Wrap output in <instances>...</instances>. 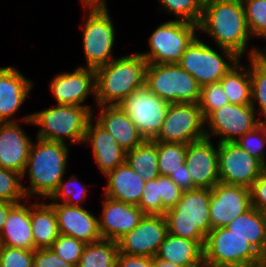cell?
<instances>
[{"instance_id":"15","label":"cell","mask_w":266,"mask_h":267,"mask_svg":"<svg viewBox=\"0 0 266 267\" xmlns=\"http://www.w3.org/2000/svg\"><path fill=\"white\" fill-rule=\"evenodd\" d=\"M49 88L55 104L88 107L93 114L96 113L94 105L85 102L91 95L95 101V69L79 65L72 72L58 73L52 78Z\"/></svg>"},{"instance_id":"33","label":"cell","mask_w":266,"mask_h":267,"mask_svg":"<svg viewBox=\"0 0 266 267\" xmlns=\"http://www.w3.org/2000/svg\"><path fill=\"white\" fill-rule=\"evenodd\" d=\"M247 59L251 78V106L258 118L266 122V62L259 55Z\"/></svg>"},{"instance_id":"50","label":"cell","mask_w":266,"mask_h":267,"mask_svg":"<svg viewBox=\"0 0 266 267\" xmlns=\"http://www.w3.org/2000/svg\"><path fill=\"white\" fill-rule=\"evenodd\" d=\"M153 266L154 267H184V266H179L169 261L157 258L156 256L153 257Z\"/></svg>"},{"instance_id":"10","label":"cell","mask_w":266,"mask_h":267,"mask_svg":"<svg viewBox=\"0 0 266 267\" xmlns=\"http://www.w3.org/2000/svg\"><path fill=\"white\" fill-rule=\"evenodd\" d=\"M198 25L183 21H165L150 34L148 51L139 52L148 64L178 63L187 46L199 34Z\"/></svg>"},{"instance_id":"35","label":"cell","mask_w":266,"mask_h":267,"mask_svg":"<svg viewBox=\"0 0 266 267\" xmlns=\"http://www.w3.org/2000/svg\"><path fill=\"white\" fill-rule=\"evenodd\" d=\"M187 144L157 142L159 174L169 176L185 164Z\"/></svg>"},{"instance_id":"9","label":"cell","mask_w":266,"mask_h":267,"mask_svg":"<svg viewBox=\"0 0 266 267\" xmlns=\"http://www.w3.org/2000/svg\"><path fill=\"white\" fill-rule=\"evenodd\" d=\"M146 87L169 103H198L201 86L177 63L148 64L145 73Z\"/></svg>"},{"instance_id":"2","label":"cell","mask_w":266,"mask_h":267,"mask_svg":"<svg viewBox=\"0 0 266 267\" xmlns=\"http://www.w3.org/2000/svg\"><path fill=\"white\" fill-rule=\"evenodd\" d=\"M70 146L61 142H52L36 138L32 141L22 180L29 179V186L23 184L28 200L37 196V200L49 199L57 189L59 182L66 176ZM28 175V176H27Z\"/></svg>"},{"instance_id":"3","label":"cell","mask_w":266,"mask_h":267,"mask_svg":"<svg viewBox=\"0 0 266 267\" xmlns=\"http://www.w3.org/2000/svg\"><path fill=\"white\" fill-rule=\"evenodd\" d=\"M147 61L138 52L114 58L95 69L96 106L119 105L145 85Z\"/></svg>"},{"instance_id":"25","label":"cell","mask_w":266,"mask_h":267,"mask_svg":"<svg viewBox=\"0 0 266 267\" xmlns=\"http://www.w3.org/2000/svg\"><path fill=\"white\" fill-rule=\"evenodd\" d=\"M104 194L112 200L137 205L140 202L146 181L125 162L105 176Z\"/></svg>"},{"instance_id":"21","label":"cell","mask_w":266,"mask_h":267,"mask_svg":"<svg viewBox=\"0 0 266 267\" xmlns=\"http://www.w3.org/2000/svg\"><path fill=\"white\" fill-rule=\"evenodd\" d=\"M33 125L32 120L0 123V167L23 174L32 138L21 123Z\"/></svg>"},{"instance_id":"16","label":"cell","mask_w":266,"mask_h":267,"mask_svg":"<svg viewBox=\"0 0 266 267\" xmlns=\"http://www.w3.org/2000/svg\"><path fill=\"white\" fill-rule=\"evenodd\" d=\"M251 208L249 188L222 182L217 183L211 189L209 202L211 230L226 227L231 221Z\"/></svg>"},{"instance_id":"4","label":"cell","mask_w":266,"mask_h":267,"mask_svg":"<svg viewBox=\"0 0 266 267\" xmlns=\"http://www.w3.org/2000/svg\"><path fill=\"white\" fill-rule=\"evenodd\" d=\"M93 112L88 107L58 105L32 113L33 126H37L36 138L69 145L83 144L85 132ZM67 139V140H66Z\"/></svg>"},{"instance_id":"51","label":"cell","mask_w":266,"mask_h":267,"mask_svg":"<svg viewBox=\"0 0 266 267\" xmlns=\"http://www.w3.org/2000/svg\"><path fill=\"white\" fill-rule=\"evenodd\" d=\"M81 4H107L106 0H80Z\"/></svg>"},{"instance_id":"23","label":"cell","mask_w":266,"mask_h":267,"mask_svg":"<svg viewBox=\"0 0 266 267\" xmlns=\"http://www.w3.org/2000/svg\"><path fill=\"white\" fill-rule=\"evenodd\" d=\"M83 143L91 147L94 162L104 176L125 163L126 151L93 118L88 123Z\"/></svg>"},{"instance_id":"11","label":"cell","mask_w":266,"mask_h":267,"mask_svg":"<svg viewBox=\"0 0 266 267\" xmlns=\"http://www.w3.org/2000/svg\"><path fill=\"white\" fill-rule=\"evenodd\" d=\"M206 137L205 119L198 103H170L155 142L189 144Z\"/></svg>"},{"instance_id":"43","label":"cell","mask_w":266,"mask_h":267,"mask_svg":"<svg viewBox=\"0 0 266 267\" xmlns=\"http://www.w3.org/2000/svg\"><path fill=\"white\" fill-rule=\"evenodd\" d=\"M34 251L1 245L0 267H33Z\"/></svg>"},{"instance_id":"32","label":"cell","mask_w":266,"mask_h":267,"mask_svg":"<svg viewBox=\"0 0 266 267\" xmlns=\"http://www.w3.org/2000/svg\"><path fill=\"white\" fill-rule=\"evenodd\" d=\"M117 241L101 239L84 246L76 267H116Z\"/></svg>"},{"instance_id":"44","label":"cell","mask_w":266,"mask_h":267,"mask_svg":"<svg viewBox=\"0 0 266 267\" xmlns=\"http://www.w3.org/2000/svg\"><path fill=\"white\" fill-rule=\"evenodd\" d=\"M183 190L169 176H159V194L163 205V215L180 199Z\"/></svg>"},{"instance_id":"31","label":"cell","mask_w":266,"mask_h":267,"mask_svg":"<svg viewBox=\"0 0 266 267\" xmlns=\"http://www.w3.org/2000/svg\"><path fill=\"white\" fill-rule=\"evenodd\" d=\"M125 162L145 181L157 178L160 176L157 163V142L144 140L140 145L126 152Z\"/></svg>"},{"instance_id":"8","label":"cell","mask_w":266,"mask_h":267,"mask_svg":"<svg viewBox=\"0 0 266 267\" xmlns=\"http://www.w3.org/2000/svg\"><path fill=\"white\" fill-rule=\"evenodd\" d=\"M215 47L219 50L197 35L177 63L192 75L201 87L219 82L241 60L233 51Z\"/></svg>"},{"instance_id":"53","label":"cell","mask_w":266,"mask_h":267,"mask_svg":"<svg viewBox=\"0 0 266 267\" xmlns=\"http://www.w3.org/2000/svg\"><path fill=\"white\" fill-rule=\"evenodd\" d=\"M203 267H215V266L203 265Z\"/></svg>"},{"instance_id":"36","label":"cell","mask_w":266,"mask_h":267,"mask_svg":"<svg viewBox=\"0 0 266 267\" xmlns=\"http://www.w3.org/2000/svg\"><path fill=\"white\" fill-rule=\"evenodd\" d=\"M160 7L158 10L174 14L175 20H183L194 24H199L204 0H158ZM162 8V9H161Z\"/></svg>"},{"instance_id":"19","label":"cell","mask_w":266,"mask_h":267,"mask_svg":"<svg viewBox=\"0 0 266 267\" xmlns=\"http://www.w3.org/2000/svg\"><path fill=\"white\" fill-rule=\"evenodd\" d=\"M216 144L207 137L187 144L185 165L196 188L212 189L220 182Z\"/></svg>"},{"instance_id":"30","label":"cell","mask_w":266,"mask_h":267,"mask_svg":"<svg viewBox=\"0 0 266 267\" xmlns=\"http://www.w3.org/2000/svg\"><path fill=\"white\" fill-rule=\"evenodd\" d=\"M241 60L232 67L219 81L226 93L229 103L236 105L251 104V78L248 65Z\"/></svg>"},{"instance_id":"27","label":"cell","mask_w":266,"mask_h":267,"mask_svg":"<svg viewBox=\"0 0 266 267\" xmlns=\"http://www.w3.org/2000/svg\"><path fill=\"white\" fill-rule=\"evenodd\" d=\"M157 258L184 267H202L203 247L194 240L167 233L156 254Z\"/></svg>"},{"instance_id":"37","label":"cell","mask_w":266,"mask_h":267,"mask_svg":"<svg viewBox=\"0 0 266 267\" xmlns=\"http://www.w3.org/2000/svg\"><path fill=\"white\" fill-rule=\"evenodd\" d=\"M22 181V175L18 172L0 167V199L15 204L31 202L25 194Z\"/></svg>"},{"instance_id":"48","label":"cell","mask_w":266,"mask_h":267,"mask_svg":"<svg viewBox=\"0 0 266 267\" xmlns=\"http://www.w3.org/2000/svg\"><path fill=\"white\" fill-rule=\"evenodd\" d=\"M172 181L178 185L183 191L197 189L192 181V177L184 164L182 169L177 172H173L169 175Z\"/></svg>"},{"instance_id":"40","label":"cell","mask_w":266,"mask_h":267,"mask_svg":"<svg viewBox=\"0 0 266 267\" xmlns=\"http://www.w3.org/2000/svg\"><path fill=\"white\" fill-rule=\"evenodd\" d=\"M229 103L220 82L206 84L201 87L198 105L206 119L213 111Z\"/></svg>"},{"instance_id":"1","label":"cell","mask_w":266,"mask_h":267,"mask_svg":"<svg viewBox=\"0 0 266 267\" xmlns=\"http://www.w3.org/2000/svg\"><path fill=\"white\" fill-rule=\"evenodd\" d=\"M198 32L212 38L217 47L229 49L241 59L245 55L248 58L258 55L259 48L249 45L253 37L242 0L204 1Z\"/></svg>"},{"instance_id":"20","label":"cell","mask_w":266,"mask_h":267,"mask_svg":"<svg viewBox=\"0 0 266 267\" xmlns=\"http://www.w3.org/2000/svg\"><path fill=\"white\" fill-rule=\"evenodd\" d=\"M102 213L98 215L99 231L102 239L117 241L132 231L145 215L137 205L112 200L106 196L102 200Z\"/></svg>"},{"instance_id":"34","label":"cell","mask_w":266,"mask_h":267,"mask_svg":"<svg viewBox=\"0 0 266 267\" xmlns=\"http://www.w3.org/2000/svg\"><path fill=\"white\" fill-rule=\"evenodd\" d=\"M81 182L77 175L72 174L66 179H62L52 196L46 201L50 203H64L69 206L83 207L87 200L88 186ZM62 200V202H61Z\"/></svg>"},{"instance_id":"5","label":"cell","mask_w":266,"mask_h":267,"mask_svg":"<svg viewBox=\"0 0 266 267\" xmlns=\"http://www.w3.org/2000/svg\"><path fill=\"white\" fill-rule=\"evenodd\" d=\"M211 189L183 191L178 202L164 214L168 233L197 241L202 247L211 231L209 202Z\"/></svg>"},{"instance_id":"6","label":"cell","mask_w":266,"mask_h":267,"mask_svg":"<svg viewBox=\"0 0 266 267\" xmlns=\"http://www.w3.org/2000/svg\"><path fill=\"white\" fill-rule=\"evenodd\" d=\"M84 18L80 25L82 47L86 66L97 69L108 64L115 57L113 47L116 41V27L107 4H82Z\"/></svg>"},{"instance_id":"14","label":"cell","mask_w":266,"mask_h":267,"mask_svg":"<svg viewBox=\"0 0 266 267\" xmlns=\"http://www.w3.org/2000/svg\"><path fill=\"white\" fill-rule=\"evenodd\" d=\"M265 170L266 167L243 150L236 141L218 143L220 182L250 189Z\"/></svg>"},{"instance_id":"24","label":"cell","mask_w":266,"mask_h":267,"mask_svg":"<svg viewBox=\"0 0 266 267\" xmlns=\"http://www.w3.org/2000/svg\"><path fill=\"white\" fill-rule=\"evenodd\" d=\"M96 108L99 113L97 118L93 114V119L113 136L124 151H130L144 141L130 117L118 105Z\"/></svg>"},{"instance_id":"38","label":"cell","mask_w":266,"mask_h":267,"mask_svg":"<svg viewBox=\"0 0 266 267\" xmlns=\"http://www.w3.org/2000/svg\"><path fill=\"white\" fill-rule=\"evenodd\" d=\"M249 31L253 37L266 41V0H242Z\"/></svg>"},{"instance_id":"47","label":"cell","mask_w":266,"mask_h":267,"mask_svg":"<svg viewBox=\"0 0 266 267\" xmlns=\"http://www.w3.org/2000/svg\"><path fill=\"white\" fill-rule=\"evenodd\" d=\"M116 267H154L153 257L128 255L119 252Z\"/></svg>"},{"instance_id":"18","label":"cell","mask_w":266,"mask_h":267,"mask_svg":"<svg viewBox=\"0 0 266 267\" xmlns=\"http://www.w3.org/2000/svg\"><path fill=\"white\" fill-rule=\"evenodd\" d=\"M34 87V82L24 76L17 66L0 67V123L29 121L32 113L21 118H14L20 111L30 91Z\"/></svg>"},{"instance_id":"29","label":"cell","mask_w":266,"mask_h":267,"mask_svg":"<svg viewBox=\"0 0 266 267\" xmlns=\"http://www.w3.org/2000/svg\"><path fill=\"white\" fill-rule=\"evenodd\" d=\"M226 228L249 241L266 260V219L263 212L252 207L226 225Z\"/></svg>"},{"instance_id":"12","label":"cell","mask_w":266,"mask_h":267,"mask_svg":"<svg viewBox=\"0 0 266 267\" xmlns=\"http://www.w3.org/2000/svg\"><path fill=\"white\" fill-rule=\"evenodd\" d=\"M169 105V102L153 94L144 85L118 106L130 117L144 140H153L161 129Z\"/></svg>"},{"instance_id":"22","label":"cell","mask_w":266,"mask_h":267,"mask_svg":"<svg viewBox=\"0 0 266 267\" xmlns=\"http://www.w3.org/2000/svg\"><path fill=\"white\" fill-rule=\"evenodd\" d=\"M56 213L61 235L76 238L85 244L100 241L98 216L85 207L69 206L64 203H50Z\"/></svg>"},{"instance_id":"52","label":"cell","mask_w":266,"mask_h":267,"mask_svg":"<svg viewBox=\"0 0 266 267\" xmlns=\"http://www.w3.org/2000/svg\"><path fill=\"white\" fill-rule=\"evenodd\" d=\"M258 55L266 62V47L262 48L259 47Z\"/></svg>"},{"instance_id":"42","label":"cell","mask_w":266,"mask_h":267,"mask_svg":"<svg viewBox=\"0 0 266 267\" xmlns=\"http://www.w3.org/2000/svg\"><path fill=\"white\" fill-rule=\"evenodd\" d=\"M138 207L144 214L163 215V205L159 194V176L146 181Z\"/></svg>"},{"instance_id":"17","label":"cell","mask_w":266,"mask_h":267,"mask_svg":"<svg viewBox=\"0 0 266 267\" xmlns=\"http://www.w3.org/2000/svg\"><path fill=\"white\" fill-rule=\"evenodd\" d=\"M167 233L164 215L145 214L132 231L117 240L118 251L128 255L155 257Z\"/></svg>"},{"instance_id":"41","label":"cell","mask_w":266,"mask_h":267,"mask_svg":"<svg viewBox=\"0 0 266 267\" xmlns=\"http://www.w3.org/2000/svg\"><path fill=\"white\" fill-rule=\"evenodd\" d=\"M85 245L84 242L76 238L60 234L50 248L65 262L76 267Z\"/></svg>"},{"instance_id":"46","label":"cell","mask_w":266,"mask_h":267,"mask_svg":"<svg viewBox=\"0 0 266 267\" xmlns=\"http://www.w3.org/2000/svg\"><path fill=\"white\" fill-rule=\"evenodd\" d=\"M250 192L252 207L266 213V170L254 181Z\"/></svg>"},{"instance_id":"7","label":"cell","mask_w":266,"mask_h":267,"mask_svg":"<svg viewBox=\"0 0 266 267\" xmlns=\"http://www.w3.org/2000/svg\"><path fill=\"white\" fill-rule=\"evenodd\" d=\"M203 262L215 267H266V260L249 241L226 227L212 229L207 234Z\"/></svg>"},{"instance_id":"13","label":"cell","mask_w":266,"mask_h":267,"mask_svg":"<svg viewBox=\"0 0 266 267\" xmlns=\"http://www.w3.org/2000/svg\"><path fill=\"white\" fill-rule=\"evenodd\" d=\"M261 122L251 104L236 105L228 103L213 111L205 119L206 137L216 138L218 143L235 142Z\"/></svg>"},{"instance_id":"26","label":"cell","mask_w":266,"mask_h":267,"mask_svg":"<svg viewBox=\"0 0 266 267\" xmlns=\"http://www.w3.org/2000/svg\"><path fill=\"white\" fill-rule=\"evenodd\" d=\"M17 203L10 211L0 232V244L34 251L31 228V203ZM30 205V206H29Z\"/></svg>"},{"instance_id":"28","label":"cell","mask_w":266,"mask_h":267,"mask_svg":"<svg viewBox=\"0 0 266 267\" xmlns=\"http://www.w3.org/2000/svg\"><path fill=\"white\" fill-rule=\"evenodd\" d=\"M45 201L31 202V228L36 249L50 248L60 235L55 210Z\"/></svg>"},{"instance_id":"49","label":"cell","mask_w":266,"mask_h":267,"mask_svg":"<svg viewBox=\"0 0 266 267\" xmlns=\"http://www.w3.org/2000/svg\"><path fill=\"white\" fill-rule=\"evenodd\" d=\"M15 203H10L0 199V232L7 220L9 211L15 206Z\"/></svg>"},{"instance_id":"39","label":"cell","mask_w":266,"mask_h":267,"mask_svg":"<svg viewBox=\"0 0 266 267\" xmlns=\"http://www.w3.org/2000/svg\"><path fill=\"white\" fill-rule=\"evenodd\" d=\"M236 142L249 155L266 167V122L262 121L253 130L245 133Z\"/></svg>"},{"instance_id":"45","label":"cell","mask_w":266,"mask_h":267,"mask_svg":"<svg viewBox=\"0 0 266 267\" xmlns=\"http://www.w3.org/2000/svg\"><path fill=\"white\" fill-rule=\"evenodd\" d=\"M33 267H75L65 262L51 248L35 249Z\"/></svg>"}]
</instances>
